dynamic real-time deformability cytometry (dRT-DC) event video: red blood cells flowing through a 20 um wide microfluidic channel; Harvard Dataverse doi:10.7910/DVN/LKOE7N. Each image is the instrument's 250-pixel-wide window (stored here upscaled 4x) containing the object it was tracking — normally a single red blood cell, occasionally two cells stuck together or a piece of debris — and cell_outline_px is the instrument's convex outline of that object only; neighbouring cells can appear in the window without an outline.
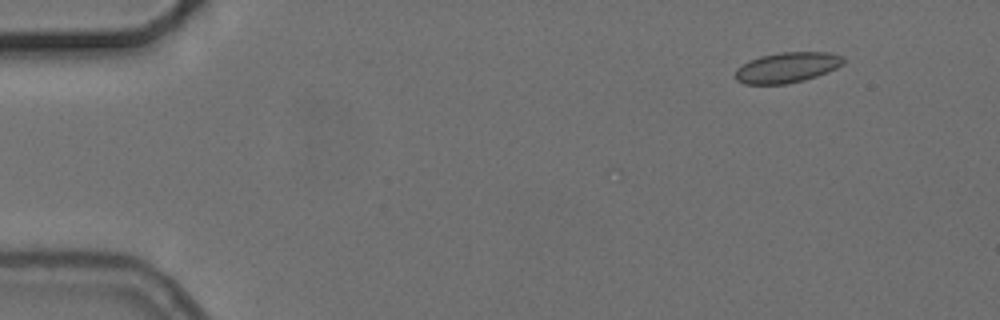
{"species": "common noctule bat (a hibernating species)", "species_latin": "Nyctalus noctula", "temperature_condition": "cold", "stored_images_in_passage": 5, "camera_frame_rate_fps": 3000, "um_per_image_px": 0.085, "animal": {"sex": "female", "body_mass_g": 24.6, "forearm_length_mm": 56.2}, "frame": {"image": 1, "passage_image": 1, "time_ms": 0.0, "image_size_px": [1000, 320], "cell_outline_px": [[844, 64], [828, 72], [804, 80], [784, 84], [744, 84], [736, 80], [736, 68], [760, 56], [780, 52], [832, 52], [844, 56]], "centroid_in_image_um": [66.94, 5.73], "position_along_channel_um": 18.1, "area_um2": 19.13}}
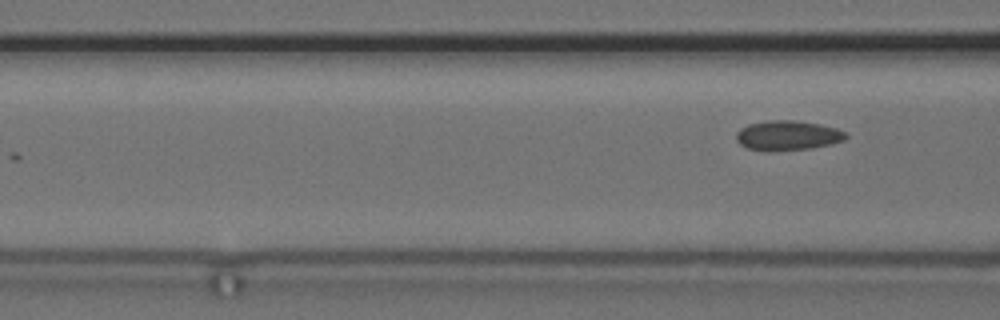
{"frame": {"image": 2, "passage_image": 5, "time_ms": 5.0, "image_size_px": [1000, 320], "cell_outline_px": [[848, 136], [844, 140], [832, 144], [812, 148], [776, 152], [768, 152], [748, 148], [740, 144], [736, 140], [736, 132], [740, 128], [748, 124], [768, 120], [792, 120], [820, 124], [836, 128], [844, 132]], "centroid_in_image_um": [66.93, 11.53], "position_along_channel_um": 99.7, "area_um2": 19.31}}